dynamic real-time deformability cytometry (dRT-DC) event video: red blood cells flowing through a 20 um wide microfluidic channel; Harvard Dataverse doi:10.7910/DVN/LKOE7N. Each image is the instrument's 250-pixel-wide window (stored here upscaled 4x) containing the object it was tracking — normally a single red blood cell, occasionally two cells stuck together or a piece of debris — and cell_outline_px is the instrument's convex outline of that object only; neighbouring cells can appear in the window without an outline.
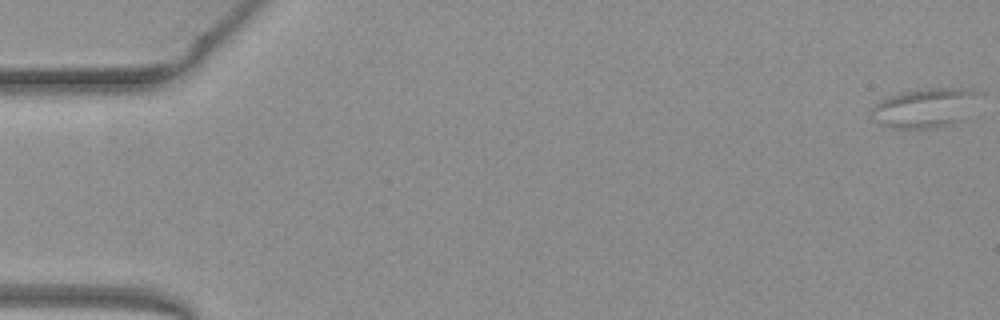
{"species": "common noctule bat (a hibernating species)", "species_latin": "Nyctalus noctula", "temperature_condition": "warm", "stored_images_in_passage": 10, "camera_frame_rate_fps": 3000, "um_per_image_px": 0.085, "animal": {"sex": "female", "body_mass_g": 19.3, "forearm_length_mm": 54.1}, "frame": {"image": 1, "passage_image": 1, "time_ms": 0.0, "image_size_px": [1000, 320], "cell_outline_px": [[984, 92], [964, 120], [952, 124], [932, 128], [892, 128], [880, 124], [872, 120], [872, 108], [880, 100], [888, 96], [900, 92], [928, 88], [976, 88]], "centroid_in_image_um": [78.7, 9.15], "position_along_channel_um": 6.3, "area_um2": 25.32}}